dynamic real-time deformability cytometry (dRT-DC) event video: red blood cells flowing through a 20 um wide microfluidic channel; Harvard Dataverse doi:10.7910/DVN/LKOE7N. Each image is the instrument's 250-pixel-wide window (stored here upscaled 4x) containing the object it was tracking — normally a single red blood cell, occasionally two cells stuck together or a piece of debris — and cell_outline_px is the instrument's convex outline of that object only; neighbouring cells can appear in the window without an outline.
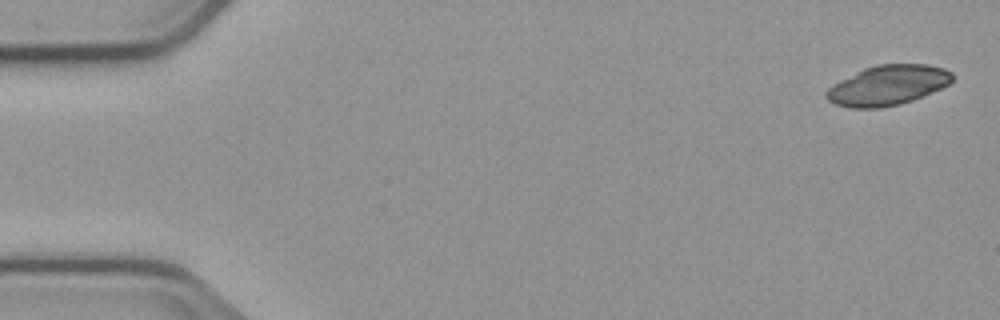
{"species": "common noctule bat (a hibernating species)", "species_latin": "Nyctalus noctula", "temperature_condition": "cold", "stored_images_in_passage": 5, "camera_frame_rate_fps": 3000, "um_per_image_px": 0.085, "animal": {"sex": "male", "body_mass_g": 23.1, "forearm_length_mm": 52.7}, "frame": {"image": 1, "passage_image": 1, "time_ms": 0.0, "image_size_px": [1000, 320], "cell_outline_px": [[952, 80], [948, 84], [924, 96], [900, 104], [880, 108], [848, 108], [836, 104], [828, 100], [824, 96], [824, 92], [832, 84], [864, 68], [876, 64], [928, 64], [944, 68], [952, 72]], "centroid_in_image_um": [75.43, 7.25], "position_along_channel_um": 9.6, "area_um2": 29.42}}